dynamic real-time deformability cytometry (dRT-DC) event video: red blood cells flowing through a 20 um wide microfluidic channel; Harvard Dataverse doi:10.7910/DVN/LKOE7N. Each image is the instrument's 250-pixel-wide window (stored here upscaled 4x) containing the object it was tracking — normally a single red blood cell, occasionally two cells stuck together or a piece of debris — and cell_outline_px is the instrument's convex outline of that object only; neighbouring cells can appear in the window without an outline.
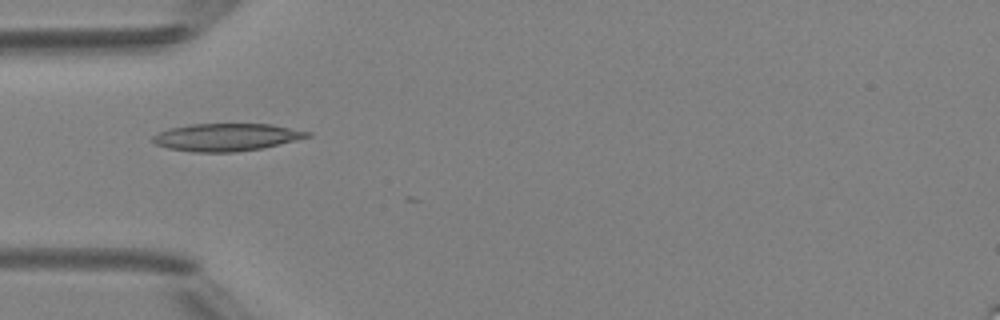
{"species": "Egyptian fruit bat (a non-hibernating species)", "species_latin": "Rousettus aegyptiacus", "temperature_condition": "room temperature", "stored_images_in_passage": 19, "camera_frame_rate_fps": 3000, "um_per_image_px": 0.085, "animal": {"sex": "female"}, "frame": {"image": 1, "passage_image": 16, "time_ms": 5.0, "image_size_px": [1000, 320], "cell_outline_px": [[312, 136], [260, 148], [236, 152], [192, 152], [168, 148], [156, 144], [152, 140], [152, 136], [168, 128], [192, 124], [272, 124], [312, 132]], "centroid_in_image_um": [19.24, 11.65], "position_along_channel_um": 65.8, "area_um2": 24.68}}